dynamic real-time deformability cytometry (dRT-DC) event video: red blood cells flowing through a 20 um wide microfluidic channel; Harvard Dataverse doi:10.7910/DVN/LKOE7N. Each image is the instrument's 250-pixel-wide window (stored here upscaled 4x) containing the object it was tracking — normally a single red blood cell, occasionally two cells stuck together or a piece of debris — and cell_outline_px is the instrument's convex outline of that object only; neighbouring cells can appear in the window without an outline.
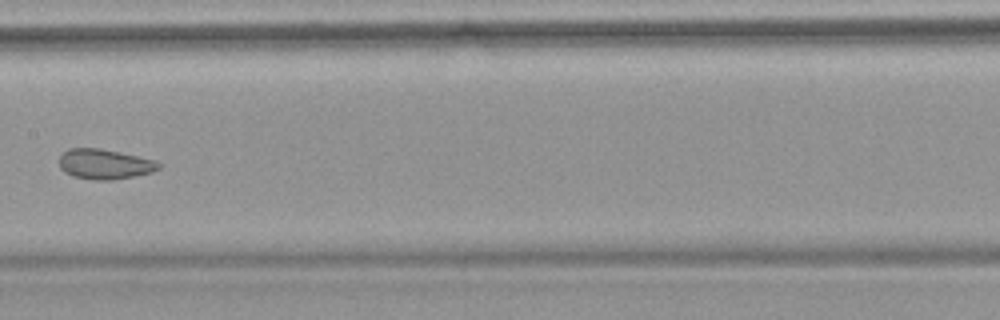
{"species": "common noctule bat (a hibernating species)", "species_latin": "Nyctalus noctula", "temperature_condition": "warm", "stored_images_in_passage": 7, "camera_frame_rate_fps": 3000, "um_per_image_px": 0.085, "animal": {"sex": "female", "body_mass_g": 18.4}, "frame": {"image": 1, "passage_image": 7, "time_ms": 7.333, "image_size_px": [1000, 320], "cell_outline_px": [[160, 168], [152, 172], [112, 180], [96, 180], [72, 176], [64, 172], [60, 168], [60, 156], [68, 148], [100, 148], [120, 152], [152, 160], [160, 164]], "centroid_in_image_um": [8.85, 13.95], "position_along_channel_um": 198.5, "area_um2": 17.22}}